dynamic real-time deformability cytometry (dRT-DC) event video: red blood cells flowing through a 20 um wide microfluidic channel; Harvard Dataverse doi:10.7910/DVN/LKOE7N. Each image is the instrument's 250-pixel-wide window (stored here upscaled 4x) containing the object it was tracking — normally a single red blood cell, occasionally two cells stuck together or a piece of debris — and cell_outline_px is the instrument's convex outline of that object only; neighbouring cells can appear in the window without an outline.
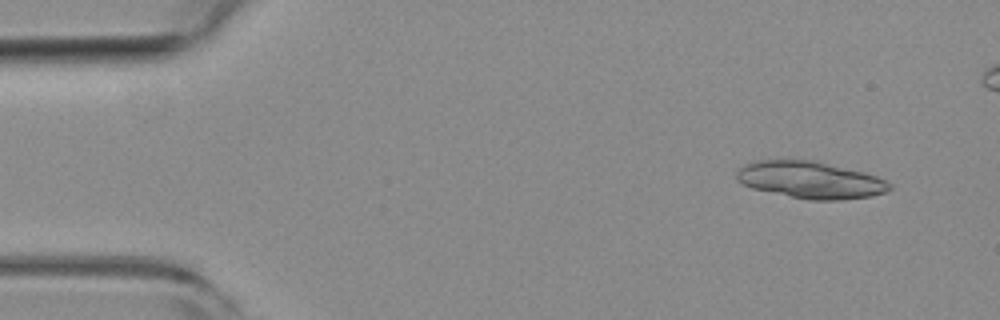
{"species": "common noctule bat (a hibernating species)", "species_latin": "Nyctalus noctula", "temperature_condition": "room temperature", "stored_images_in_passage": 13, "camera_frame_rate_fps": 3000, "um_per_image_px": 0.085, "animal": {"sex": "female", "body_mass_g": 19.3, "forearm_length_mm": 54.1}, "frame": {"image": 1, "passage_image": 4, "time_ms": 1.0, "image_size_px": [1000, 320], "cell_outline_px": [[892, 188], [884, 192], [872, 196], [840, 200], [812, 200], [752, 188], [736, 180], [736, 172], [740, 168], [756, 160], [816, 160], [864, 172], [888, 180], [892, 184]], "centroid_in_image_um": [68.93, 15.29], "position_along_channel_um": 16.1, "area_um2": 32.83}}